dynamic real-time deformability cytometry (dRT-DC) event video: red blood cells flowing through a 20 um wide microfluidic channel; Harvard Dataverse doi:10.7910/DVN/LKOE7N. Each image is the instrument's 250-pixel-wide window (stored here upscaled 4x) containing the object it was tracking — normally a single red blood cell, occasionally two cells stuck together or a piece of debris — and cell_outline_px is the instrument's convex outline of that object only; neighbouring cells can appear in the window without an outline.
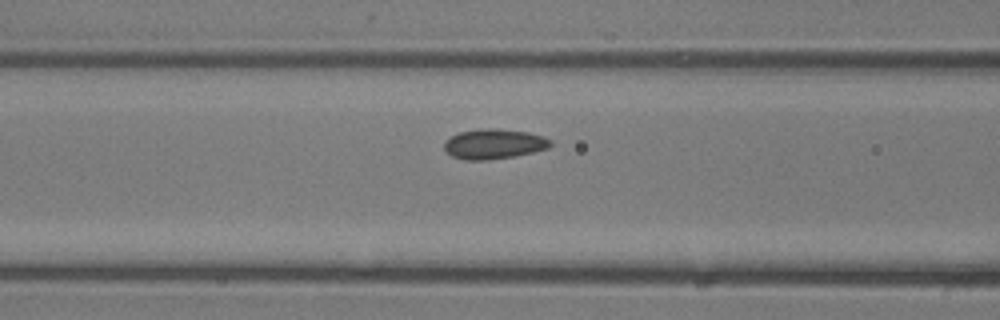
{"species": "common noctule bat (a hibernating species)", "species_latin": "Nyctalus noctula", "temperature_condition": "room temperature", "stored_images_in_passage": 15, "camera_frame_rate_fps": 3000, "um_per_image_px": 0.085, "animal": {"sex": "male", "body_mass_g": 13.3}, "frame": {"image": 1, "passage_image": 11, "time_ms": 3.333, "image_size_px": [1000, 320], "cell_outline_px": [[552, 144], [548, 148], [516, 156], [488, 160], [464, 160], [452, 156], [444, 148], [444, 140], [460, 132], [480, 128], [496, 128], [528, 132], [544, 136], [552, 140]], "centroid_in_image_um": [41.99, 12.23], "position_along_channel_um": 124.6, "area_um2": 18.73}}
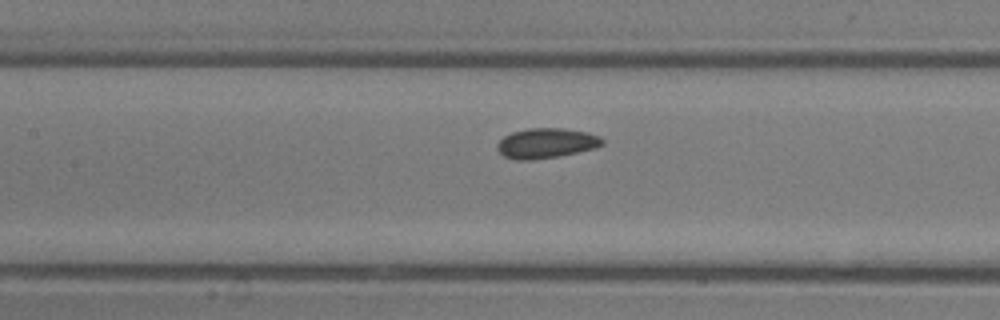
{"frame": {"image": 2, "passage_image": 13, "time_ms": 4.0, "image_size_px": [1000, 320], "cell_outline_px": [[604, 144], [596, 148], [556, 156], [532, 160], [516, 160], [504, 156], [496, 148], [496, 144], [504, 136], [512, 132], [528, 128], [564, 128], [588, 132], [600, 136], [604, 140]], "centroid_in_image_um": [46.43, 12.16], "position_along_channel_um": 161.0, "area_um2": 18.44}}